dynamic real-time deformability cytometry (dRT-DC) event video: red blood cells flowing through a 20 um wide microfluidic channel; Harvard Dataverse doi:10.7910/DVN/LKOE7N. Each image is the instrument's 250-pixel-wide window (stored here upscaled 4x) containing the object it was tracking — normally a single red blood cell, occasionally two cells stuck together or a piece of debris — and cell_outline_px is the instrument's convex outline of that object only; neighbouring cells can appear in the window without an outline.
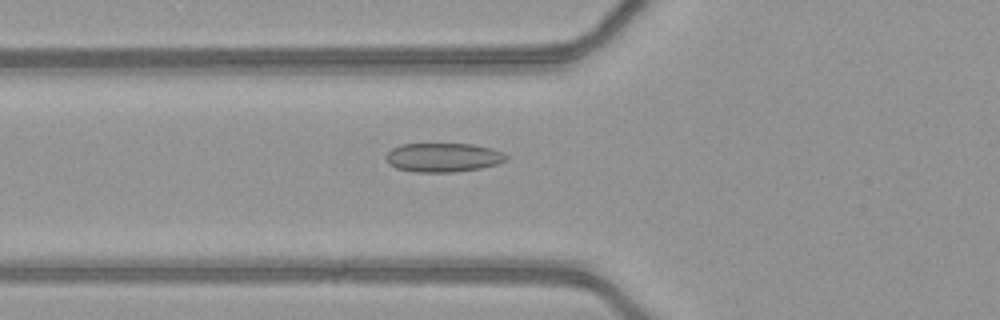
{"species": "common noctule bat (a hibernating species)", "species_latin": "Nyctalus noctula", "temperature_condition": "warm", "stored_images_in_passage": 51, "camera_frame_rate_fps": 3000, "um_per_image_px": 0.085, "animal": {"sex": "female", "body_mass_g": 21.9}, "frame": {"image": 1, "passage_image": 20, "time_ms": 6.333, "image_size_px": [1000, 320], "cell_outline_px": [[508, 160], [500, 164], [480, 168], [456, 172], [412, 172], [396, 168], [388, 164], [388, 152], [392, 148], [400, 144], [472, 144], [492, 148], [504, 152], [508, 156]], "centroid_in_image_um": [37.73, 13.39], "position_along_channel_um": 88.1, "area_um2": 20.52}}
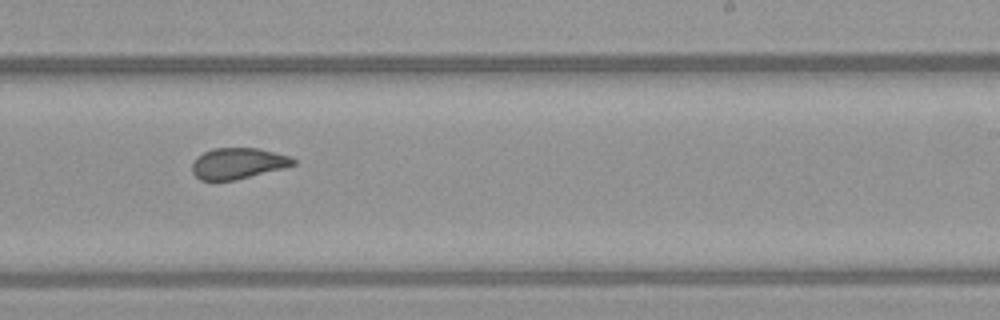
{"frame": {"image": 2, "passage_image": 33, "time_ms": 10.667, "image_size_px": [1000, 320], "cell_outline_px": [[296, 164], [236, 180], [200, 180], [192, 172], [192, 164], [196, 156], [212, 148], [256, 148], [288, 156], [296, 160]], "centroid_in_image_um": [20.17, 13.88], "position_along_channel_um": 268.8, "area_um2": 18.03}}
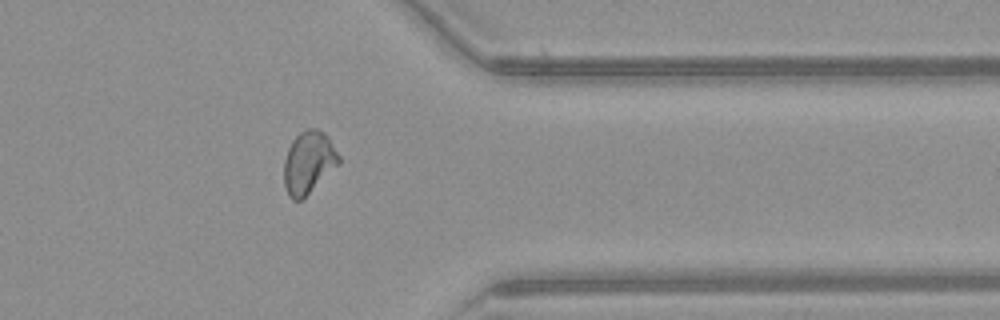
{"frame": {"image": 3, "passage_image": 42, "time_ms": 13.667, "image_size_px": [1000, 320], "cell_outline_px": [[340, 164], [300, 200], [292, 200], [288, 196], [284, 184], [284, 160], [288, 148], [292, 140], [300, 132], [308, 128], [316, 128], [324, 132], [328, 136], [340, 156]], "centroid_in_image_um": [26.23, 13.78], "position_along_channel_um": 385.2, "area_um2": 19.94}, "authors_computed_cell_mechanics": {"area_um2": 19.9988, "velocity_mm_per_s": 4.1405, "shape_relaxation_time_tau1_ms": 9.3554, "shape_relaxation_time_tau2_ms": 1.0458, "deformation_change_tau1": 0.1916, "deformation_change_tau2": 0.0453}}